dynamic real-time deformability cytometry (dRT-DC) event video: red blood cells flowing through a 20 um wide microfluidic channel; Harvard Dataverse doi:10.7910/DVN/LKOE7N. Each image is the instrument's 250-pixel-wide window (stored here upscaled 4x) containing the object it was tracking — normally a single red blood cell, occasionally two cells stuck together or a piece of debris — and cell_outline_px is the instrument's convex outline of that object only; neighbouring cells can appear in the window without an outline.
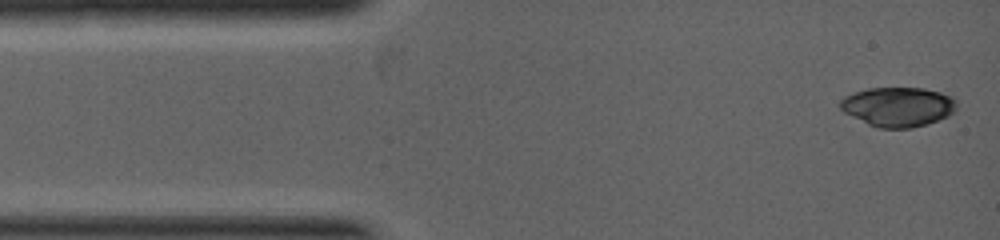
{"species": "common noctule bat (a hibernating species)", "species_latin": "Nyctalus noctula", "temperature_condition": "warm", "stored_images_in_passage": 8, "camera_frame_rate_fps": 5000, "um_per_image_px": 0.085, "animal": {"sex": "female", "body_mass_g": 19.0, "forearm_length_mm": 53.3}, "frame": {"image": 1, "passage_image": 1, "time_ms": 0.0, "image_size_px": [1000, 240], "cell_outline_px": [[956, 108], [948, 116], [912, 128], [880, 128], [868, 124], [844, 112], [840, 108], [840, 100], [844, 96], [868, 88], [924, 88], [940, 92], [952, 96], [956, 100]], "centroid_in_image_um": [76.33, 9.06], "position_along_channel_um": 8.7, "area_um2": 26.59}}
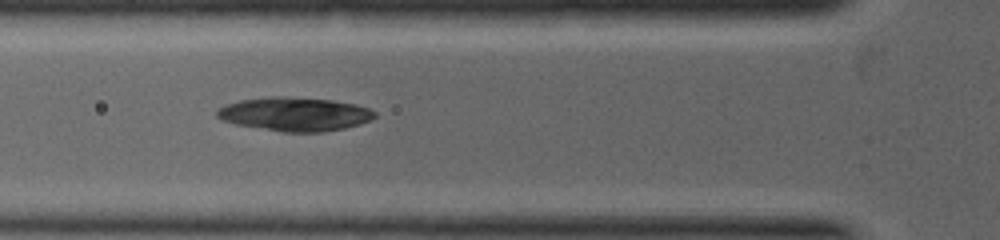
{"frame": {"image": 2, "passage_image": 7, "time_ms": 2.2, "image_size_px": [1000, 240], "cell_outline_px": [[376, 116], [360, 124], [344, 128], [324, 132], [284, 132], [236, 124], [224, 120], [216, 116], [216, 112], [224, 104], [240, 100], [272, 96], [284, 96], [332, 100], [356, 104], [368, 108], [376, 112]], "centroid_in_image_um": [25.06, 9.69], "position_along_channel_um": 100.7, "area_um2": 30.92}}
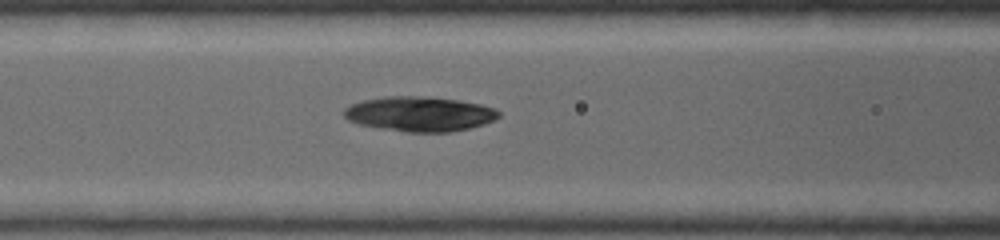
{"frame": {"image": 3, "passage_image": 8, "time_ms": 2.6, "image_size_px": [1000, 240], "cell_outline_px": [[500, 116], [484, 124], [452, 132], [404, 132], [380, 128], [360, 124], [348, 120], [344, 116], [344, 108], [352, 104], [364, 100], [384, 96], [432, 96], [460, 100], [480, 104], [496, 108], [500, 112]], "centroid_in_image_um": [35.69, 9.67], "position_along_channel_um": 130.9, "area_um2": 31.56}}